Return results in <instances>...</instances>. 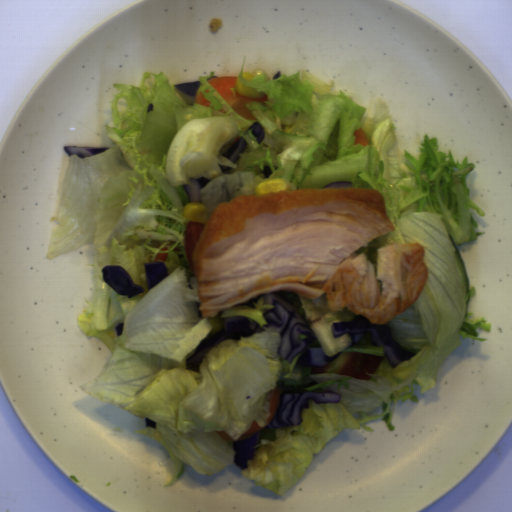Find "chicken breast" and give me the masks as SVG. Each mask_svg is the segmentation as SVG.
I'll return each instance as SVG.
<instances>
[{
	"instance_id": "1",
	"label": "chicken breast",
	"mask_w": 512,
	"mask_h": 512,
	"mask_svg": "<svg viewBox=\"0 0 512 512\" xmlns=\"http://www.w3.org/2000/svg\"><path fill=\"white\" fill-rule=\"evenodd\" d=\"M379 190L299 188L240 195L212 211L192 252L199 313L215 317L261 294L326 293L329 312L385 325L419 298L427 280L424 246L360 247L395 231Z\"/></svg>"
}]
</instances>
